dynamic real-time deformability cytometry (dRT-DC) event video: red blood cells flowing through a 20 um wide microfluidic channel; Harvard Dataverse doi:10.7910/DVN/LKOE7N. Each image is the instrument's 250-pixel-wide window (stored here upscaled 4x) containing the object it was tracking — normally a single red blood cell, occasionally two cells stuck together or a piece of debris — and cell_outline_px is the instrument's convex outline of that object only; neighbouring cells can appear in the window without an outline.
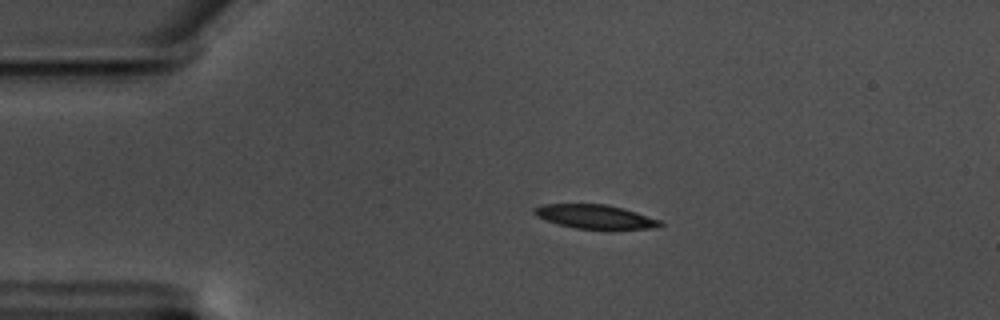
{"species": "common noctule bat (a hibernating species)", "species_latin": "Nyctalus noctula", "temperature_condition": "warm", "stored_images_in_passage": 47, "camera_frame_rate_fps": 3000, "um_per_image_px": 0.085, "animal": {"sex": "male", "body_mass_g": 17.5, "forearm_length_mm": 52.3}, "frame": {"image": 1, "passage_image": 1, "time_ms": 0.0, "image_size_px": [1000, 320], "cell_outline_px": [[664, 224], [652, 228], [576, 228], [544, 220], [536, 216], [532, 212], [532, 208], [544, 204], [604, 204], [636, 212], [660, 220]], "centroid_in_image_um": [50.5, 18.4], "position_along_channel_um": 34.5, "area_um2": 17.11}}
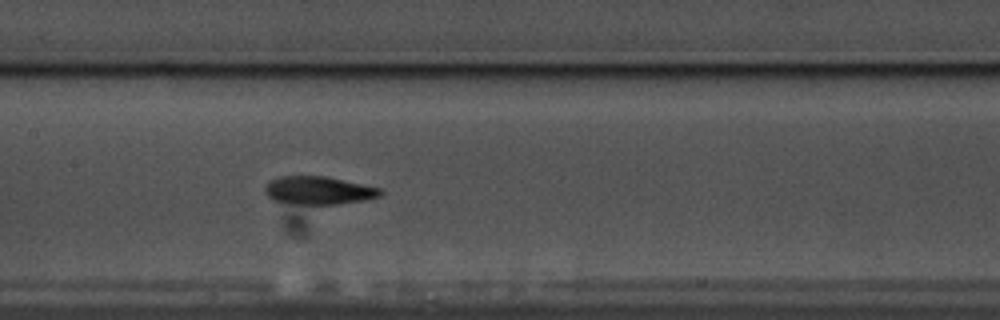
{"frame": {"image": 2, "passage_image": 17, "time_ms": 5.333, "image_size_px": [1000, 320], "cell_outline_px": [[384, 192], [380, 196], [364, 200], [336, 204], [300, 204], [272, 200], [264, 192], [264, 184], [268, 180], [280, 176], [324, 176], [380, 188]], "centroid_in_image_um": [27.02, 16.18], "position_along_channel_um": 180.4, "area_um2": 18.84}}
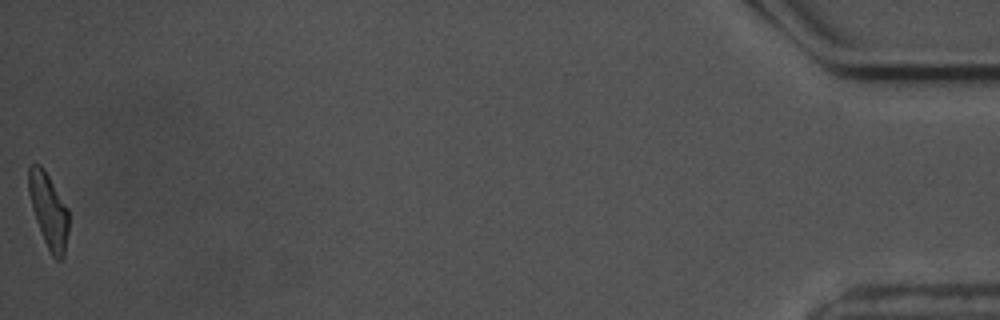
{"frame": {"image": 3, "passage_image": 47, "time_ms": 15.333, "image_size_px": [1000, 320], "cell_outline_px": [[68, 232], [64, 256], [60, 260], [56, 260], [52, 256], [44, 240], [36, 220], [32, 208], [28, 192], [28, 168], [32, 164], [40, 164], [44, 168], [68, 208]], "centroid_in_image_um": [4.13, 17.88], "position_along_channel_um": 431.1, "area_um2": 17.4}, "authors_computed_cell_mechanics": {"area_um2": 18.3226, "velocity_mm_per_s": 3.5191, "shape_relaxation_time_tau1_ms": 3.1444, "shape_relaxation_time_tau2_ms": 6.3751, "deformation_change_tau1": 0.1492, "deformation_change_tau2": 0.1104}}